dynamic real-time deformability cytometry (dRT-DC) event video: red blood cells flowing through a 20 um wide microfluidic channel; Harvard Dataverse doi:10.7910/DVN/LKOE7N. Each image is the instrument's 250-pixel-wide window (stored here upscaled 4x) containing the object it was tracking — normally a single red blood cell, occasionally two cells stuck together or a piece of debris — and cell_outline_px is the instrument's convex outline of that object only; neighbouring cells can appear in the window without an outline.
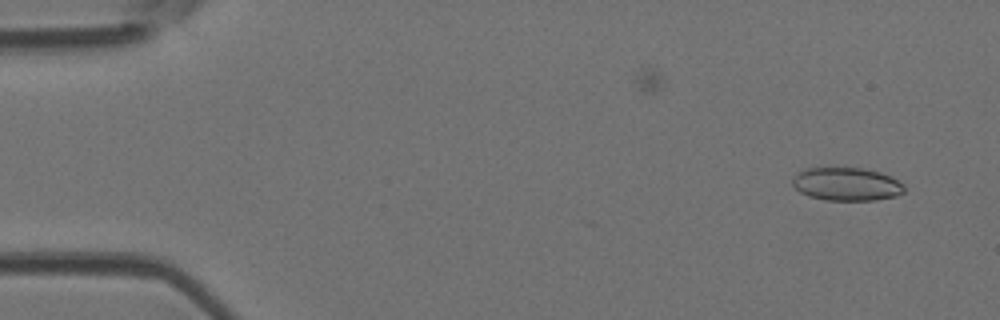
{"species": "Egyptian fruit bat (a non-hibernating species)", "species_latin": "Rousettus aegyptiacus", "temperature_condition": "room temperature", "stored_images_in_passage": 3, "camera_frame_rate_fps": 3000, "um_per_image_px": 0.085, "animal": {"sex": "female"}, "frame": {"image": 1, "passage_image": 1, "time_ms": 0.0, "image_size_px": [1000, 320], "cell_outline_px": [[904, 192], [896, 196], [876, 200], [824, 200], [808, 196], [800, 192], [792, 184], [792, 180], [800, 172], [808, 168], [864, 168], [880, 172], [904, 184]], "centroid_in_image_um": [71.97, 15.66], "position_along_channel_um": 13.0, "area_um2": 21.44}}